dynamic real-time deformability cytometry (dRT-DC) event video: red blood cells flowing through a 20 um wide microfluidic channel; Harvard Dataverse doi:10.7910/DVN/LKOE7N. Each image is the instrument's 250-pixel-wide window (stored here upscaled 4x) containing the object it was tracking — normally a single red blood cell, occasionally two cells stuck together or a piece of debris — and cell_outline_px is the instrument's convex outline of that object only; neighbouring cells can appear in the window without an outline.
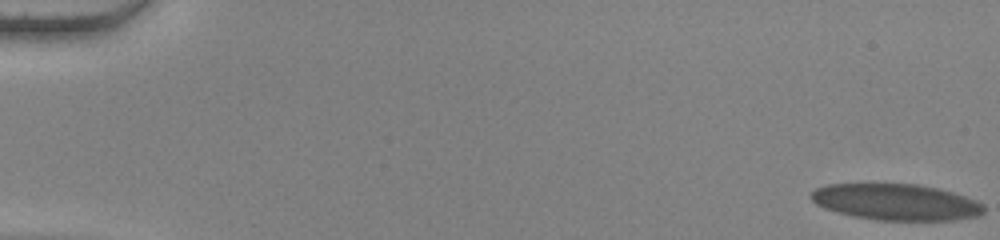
{"species": "human", "species_latin": "Homo sapiens", "temperature_condition": "warm", "stored_images_in_passage": 61, "camera_frame_rate_fps": 3000, "um_per_image_px": 0.085, "donor": {"sex": "female"}, "frame": {"image": 1, "passage_image": 1, "time_ms": 0.0, "image_size_px": [1000, 240], "cell_outline_px": [[984, 212], [976, 216], [956, 220], [876, 220], [852, 216], [836, 212], [824, 208], [816, 204], [808, 196], [816, 188], [828, 184], [916, 184], [936, 188], [952, 192], [976, 200], [984, 204]], "centroid_in_image_um": [76.14, 17.18], "position_along_channel_um": 8.9, "area_um2": 36.53}}
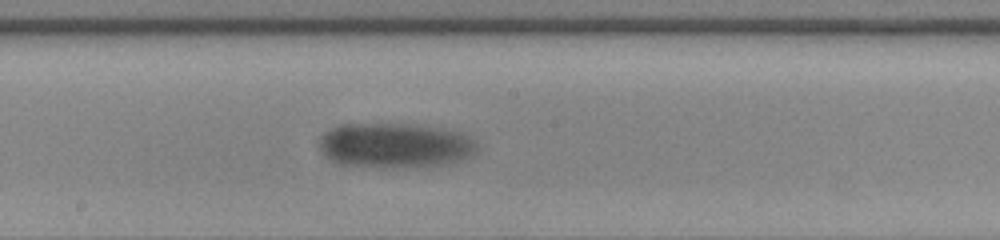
{"frame": {"image": 2, "passage_image": 35, "time_ms": 11.333, "image_size_px": [1000, 240], "cell_outline_px": [[480, 148], [476, 152], [464, 160], [428, 168], [376, 168], [344, 164], [328, 156], [320, 140], [332, 128], [340, 124], [420, 124], [460, 132], [476, 140]], "centroid_in_image_um": [33.75, 12.38], "position_along_channel_um": 214.4, "area_um2": 41.62}}
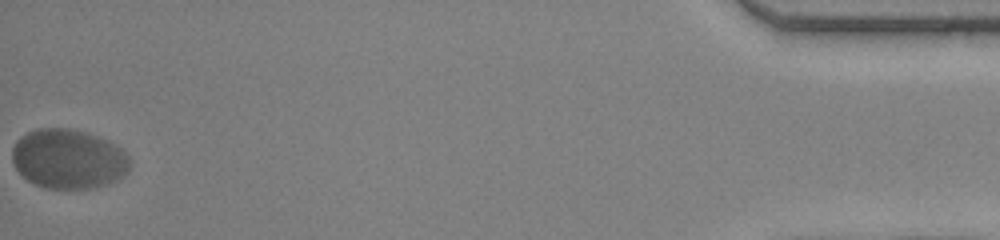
{"frame": {"image": 3, "passage_image": 61, "time_ms": 20.0, "image_size_px": [1000, 240], "cell_outline_px": [[132, 164], [128, 172], [120, 180], [96, 188], [44, 188], [28, 180], [12, 164], [12, 148], [16, 140], [20, 136], [36, 128], [68, 128], [88, 132], [100, 136], [116, 144], [128, 156]], "centroid_in_image_um": [5.85, 13.5], "position_along_channel_um": 429.4, "area_um2": 41.5}, "authors_computed_cell_mechanics": {"area_um2": 39.1306, "velocity_mm_per_s": 3.479, "shape_relaxation_time_tau1_ms": 3.7468, "shape_relaxation_time_tau2_ms": null, "deformation_change_tau1": 0.1037, "deformation_change_tau2": null}}